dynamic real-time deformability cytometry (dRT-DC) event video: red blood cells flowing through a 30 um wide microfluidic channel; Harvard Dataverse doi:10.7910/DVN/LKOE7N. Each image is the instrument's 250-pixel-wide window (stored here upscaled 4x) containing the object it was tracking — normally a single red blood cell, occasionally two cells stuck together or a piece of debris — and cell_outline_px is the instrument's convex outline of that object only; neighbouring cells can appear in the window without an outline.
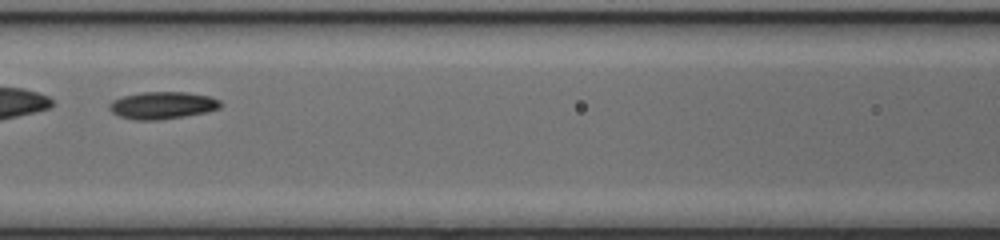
{"species": "common noctule bat (a hibernating species)", "species_latin": "Nyctalus noctula", "temperature_condition": "cold", "stored_images_in_passage": 41, "segment_of_instrument_passage": [2, 2], "camera_frame_rate_fps": 3000, "um_per_image_px": 0.085, "animal": {"sex": "female", "body_mass_g": 17.0, "forearm_length_mm": 48.0}, "frame": {"image": 1, "passage_image": 14, "time_ms": 4.333, "image_size_px": [1000, 240], "cell_outline_px": [[224, 104], [220, 108], [208, 112], [160, 120], [136, 120], [120, 116], [112, 112], [108, 108], [108, 104], [112, 100], [124, 96], [140, 92], [184, 92], [208, 96], [220, 100]], "centroid_in_image_um": [13.82, 8.95], "position_along_channel_um": 152.8, "area_um2": 17.74}}
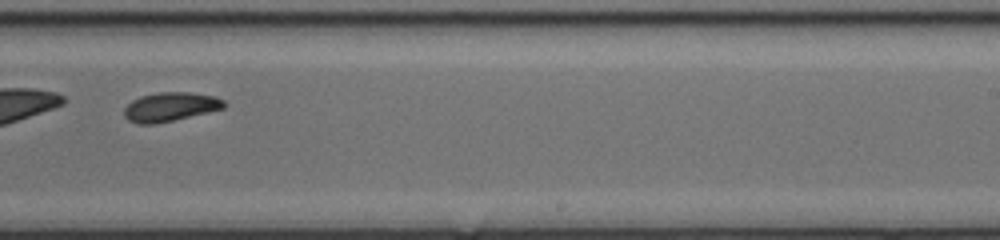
{"frame": {"image": 2, "passage_image": 23, "time_ms": 7.333, "image_size_px": [1000, 240], "cell_outline_px": [[228, 104], [224, 108], [208, 112], [156, 124], [136, 124], [128, 120], [124, 116], [124, 108], [132, 100], [140, 96], [156, 92], [188, 92], [216, 96], [224, 100]], "centroid_in_image_um": [14.47, 9.08], "position_along_channel_um": 274.5, "area_um2": 17.05}}
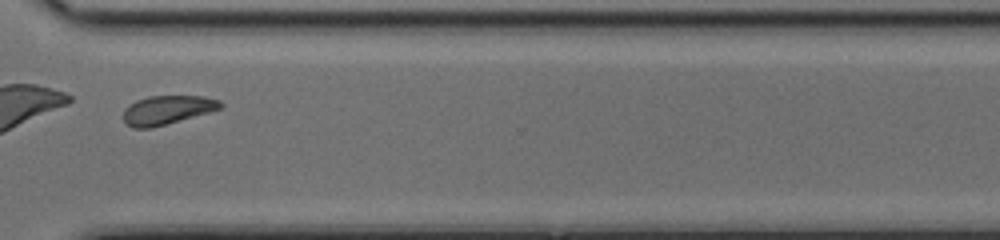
{"frame": {"image": 3, "passage_image": 29, "time_ms": 9.333, "image_size_px": [1000, 240], "cell_outline_px": [[224, 104], [220, 108], [208, 112], [152, 128], [132, 128], [124, 120], [124, 108], [136, 100], [148, 96], [204, 96], [220, 100]], "centroid_in_image_um": [14.2, 9.33], "position_along_channel_um": 356.4, "area_um2": 16.18}}